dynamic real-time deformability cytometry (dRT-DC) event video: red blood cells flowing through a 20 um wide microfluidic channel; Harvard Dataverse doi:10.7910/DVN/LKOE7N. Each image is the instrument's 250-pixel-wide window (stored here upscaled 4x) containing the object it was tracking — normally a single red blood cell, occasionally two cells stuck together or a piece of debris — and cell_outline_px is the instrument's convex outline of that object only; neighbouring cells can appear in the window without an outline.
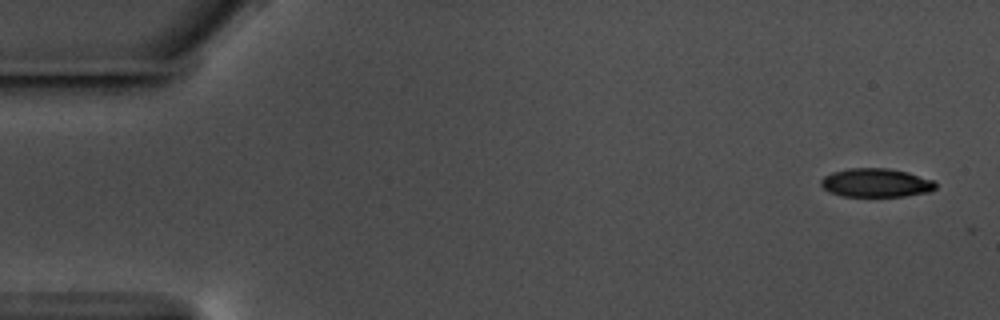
{"species": "common noctule bat (a hibernating species)", "species_latin": "Nyctalus noctula", "temperature_condition": "warm", "stored_images_in_passage": 2, "camera_frame_rate_fps": 3000, "um_per_image_px": 0.085, "animal": {"sex": "male", "body_mass_g": 17.5, "forearm_length_mm": 52.3}, "frame": {"image": 1, "passage_image": 1, "time_ms": 0.0, "image_size_px": [1000, 320], "cell_outline_px": [[936, 188], [928, 192], [904, 196], [840, 196], [828, 192], [820, 184], [820, 180], [824, 176], [832, 172], [848, 168], [888, 168], [908, 172], [932, 180], [936, 184]], "centroid_in_image_um": [74.42, 15.53], "position_along_channel_um": 10.6, "area_um2": 19.19}}